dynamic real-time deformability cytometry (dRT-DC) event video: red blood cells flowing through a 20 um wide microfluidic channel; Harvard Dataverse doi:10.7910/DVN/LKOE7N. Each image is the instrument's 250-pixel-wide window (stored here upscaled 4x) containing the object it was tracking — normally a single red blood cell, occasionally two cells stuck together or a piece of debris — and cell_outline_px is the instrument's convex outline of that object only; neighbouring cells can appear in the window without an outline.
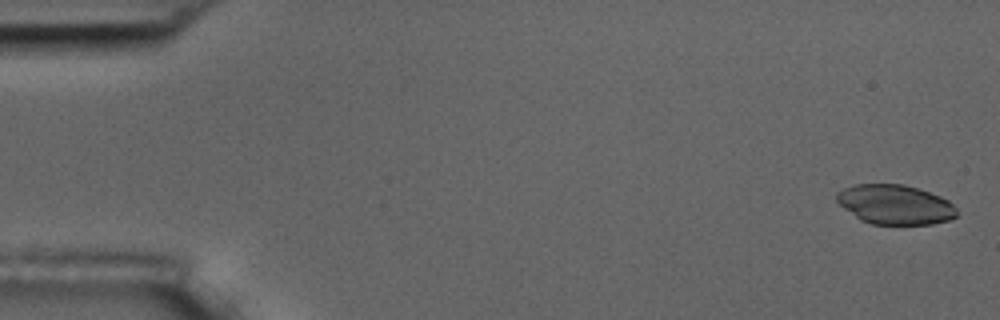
{"species": "common noctule bat (a hibernating species)", "species_latin": "Nyctalus noctula", "temperature_condition": "room temperature", "stored_images_in_passage": 6, "camera_frame_rate_fps": 3000, "um_per_image_px": 0.085, "animal": {"sex": "male", "body_mass_g": 17.5, "forearm_length_mm": 52.3}, "frame": {"image": 1, "passage_image": 1, "time_ms": 0.0, "image_size_px": [1000, 320], "cell_outline_px": [[956, 216], [948, 220], [932, 224], [872, 224], [860, 220], [844, 208], [836, 200], [836, 192], [844, 188], [856, 184], [904, 184], [940, 196], [948, 200], [956, 208]], "centroid_in_image_um": [76.06, 17.38], "position_along_channel_um": 8.9, "area_um2": 27.57}}
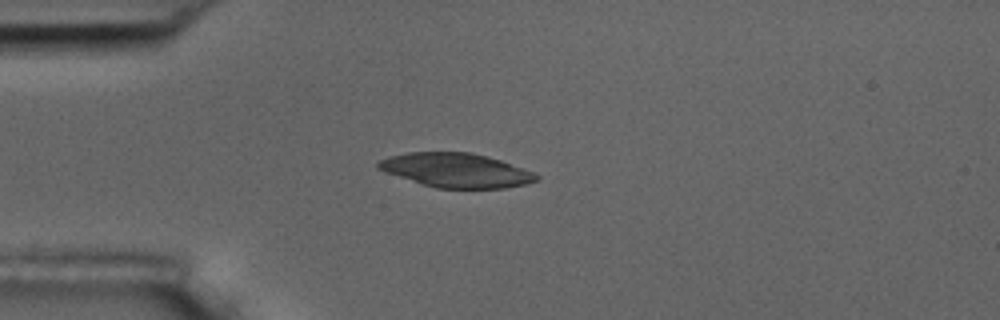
{"frame": {"image": 2, "passage_image": 4, "time_ms": 4.333, "image_size_px": [1000, 320], "cell_outline_px": [[540, 176], [536, 180], [524, 184], [504, 188], [436, 188], [376, 168], [376, 164], [380, 160], [388, 156], [408, 152], [472, 152], [488, 156], [500, 160], [532, 172]], "centroid_in_image_um": [38.76, 14.46], "position_along_channel_um": 46.2, "area_um2": 31.04}}